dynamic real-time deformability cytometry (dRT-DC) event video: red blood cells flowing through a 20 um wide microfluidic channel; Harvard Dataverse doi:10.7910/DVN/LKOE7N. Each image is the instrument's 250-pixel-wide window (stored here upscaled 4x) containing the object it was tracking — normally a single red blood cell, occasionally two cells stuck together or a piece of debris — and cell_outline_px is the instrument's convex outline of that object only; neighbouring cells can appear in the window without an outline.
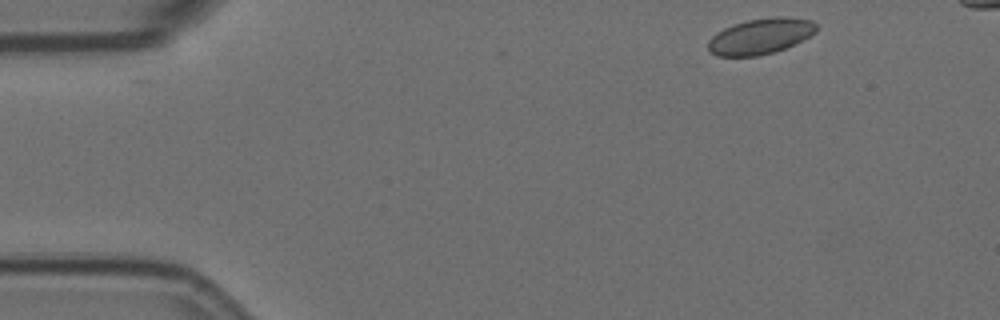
{"species": "Egyptian fruit bat (a non-hibernating species)", "species_latin": "Rousettus aegyptiacus", "temperature_condition": "room temperature", "stored_images_in_passage": 5, "segment_of_instrument_passage": [1, 2], "camera_frame_rate_fps": 3000, "um_per_image_px": 0.085, "animal": {"sex": "female"}, "frame": {"image": 1, "passage_image": 1, "time_ms": 0.0, "image_size_px": [1000, 320], "cell_outline_px": [[816, 32], [784, 48], [772, 52], [756, 56], [716, 56], [708, 52], [708, 40], [716, 32], [732, 24], [748, 20], [772, 16], [780, 16], [812, 20], [816, 24]], "centroid_in_image_um": [64.57, 3.07], "position_along_channel_um": 20.4, "area_um2": 22.43}}